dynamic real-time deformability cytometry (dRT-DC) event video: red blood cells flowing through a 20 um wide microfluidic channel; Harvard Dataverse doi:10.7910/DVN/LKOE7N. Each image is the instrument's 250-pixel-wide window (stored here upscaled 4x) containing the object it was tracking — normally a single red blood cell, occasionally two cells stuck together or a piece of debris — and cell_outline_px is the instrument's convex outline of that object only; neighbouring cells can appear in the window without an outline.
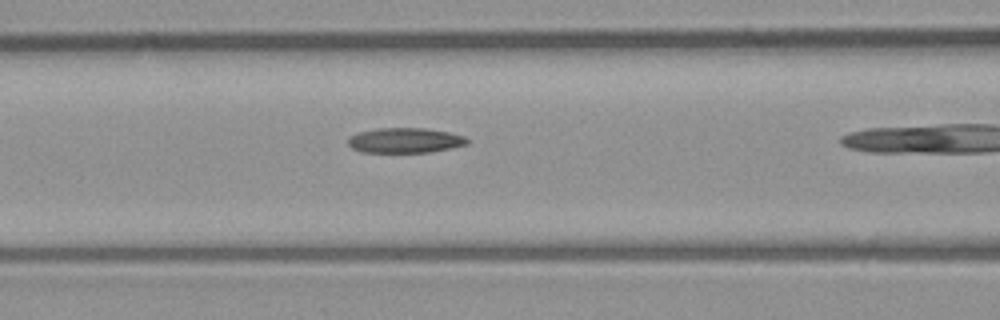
{"species": "common noctule bat (a hibernating species)", "species_latin": "Nyctalus noctula", "temperature_condition": "room temperature", "stored_images_in_passage": 6, "camera_frame_rate_fps": 3000, "um_per_image_px": 0.085, "animal": {"sex": "male", "body_mass_g": 23.1, "forearm_length_mm": 52.7}, "frame": {"image": 1, "passage_image": 3, "time_ms": 0.667, "image_size_px": [1000, 320], "cell_outline_px": [[468, 144], [452, 148], [428, 152], [364, 152], [352, 148], [348, 144], [348, 140], [352, 136], [360, 132], [380, 128], [428, 128], [448, 132], [464, 136], [468, 140]], "centroid_in_image_um": [34.47, 11.93], "position_along_channel_um": 132.1, "area_um2": 17.22}}